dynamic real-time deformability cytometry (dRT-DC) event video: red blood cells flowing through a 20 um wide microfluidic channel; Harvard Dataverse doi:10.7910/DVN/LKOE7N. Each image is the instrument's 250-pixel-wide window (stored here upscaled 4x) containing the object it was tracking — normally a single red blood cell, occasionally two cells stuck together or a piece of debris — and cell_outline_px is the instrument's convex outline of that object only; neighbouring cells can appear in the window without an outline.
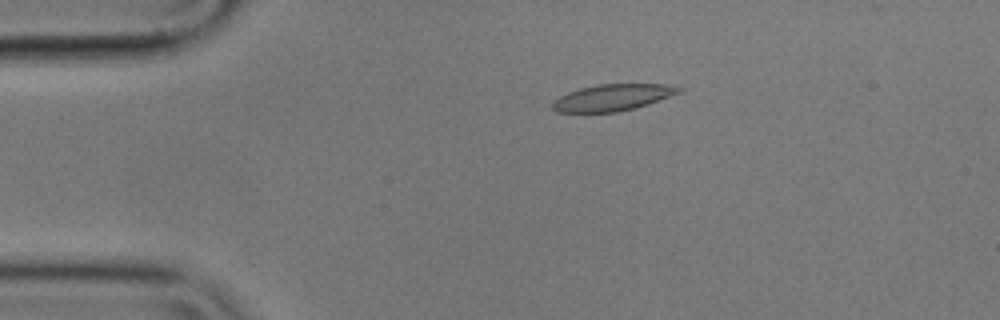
{"species": "common noctule bat (a hibernating species)", "species_latin": "Nyctalus noctula", "temperature_condition": "cold", "stored_images_in_passage": 4, "camera_frame_rate_fps": 3000, "um_per_image_px": 0.085, "animal": {"sex": "male", "body_mass_g": 17.9}, "frame": {"image": 1, "passage_image": 2, "time_ms": 0.333, "image_size_px": [1000, 320], "cell_outline_px": [[684, 88], [680, 92], [648, 104], [616, 112], [556, 112], [552, 108], [552, 100], [568, 92], [580, 88], [596, 84], [664, 84]], "centroid_in_image_um": [52.02, 8.28], "position_along_channel_um": 33.0, "area_um2": 19.42}}
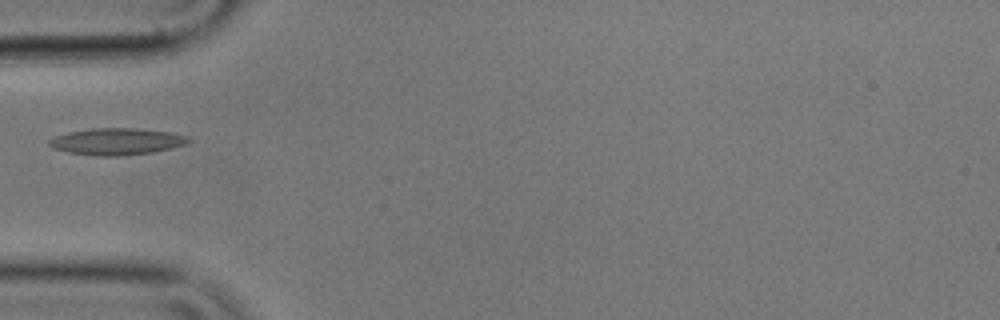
{"frame": {"image": 2, "passage_image": 4, "time_ms": 1.0, "image_size_px": [1000, 320], "cell_outline_px": [[192, 140], [184, 144], [152, 152], [120, 156], [92, 156], [68, 152], [52, 148], [48, 144], [48, 140], [56, 136], [68, 132], [92, 128], [136, 128], [172, 132], [188, 136]], "centroid_in_image_um": [9.89, 12.02], "position_along_channel_um": 75.1, "area_um2": 21.73}}